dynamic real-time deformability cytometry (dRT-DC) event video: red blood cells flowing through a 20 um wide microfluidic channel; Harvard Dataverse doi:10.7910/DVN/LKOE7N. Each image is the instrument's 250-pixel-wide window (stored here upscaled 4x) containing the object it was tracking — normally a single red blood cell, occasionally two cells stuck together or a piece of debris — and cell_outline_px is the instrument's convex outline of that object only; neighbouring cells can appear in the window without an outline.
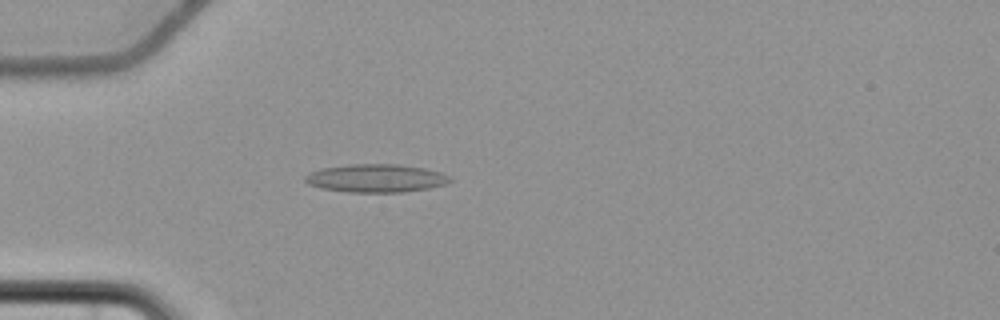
{"species": "common noctule bat (a hibernating species)", "species_latin": "Nyctalus noctula", "temperature_condition": "cold", "stored_images_in_passage": 42, "camera_frame_rate_fps": 3000, "um_per_image_px": 0.085, "animal": {"sex": "female", "body_mass_g": 22.7, "forearm_length_mm": 54.2}, "frame": {"image": 1, "passage_image": 3, "time_ms": 0.667, "image_size_px": [1000, 320], "cell_outline_px": [[452, 180], [444, 184], [428, 188], [404, 192], [348, 192], [320, 188], [308, 184], [304, 180], [304, 176], [320, 168], [348, 164], [400, 164], [424, 168], [440, 172], [452, 176]], "centroid_in_image_um": [31.95, 15.14], "position_along_channel_um": 53.0, "area_um2": 23.87}}
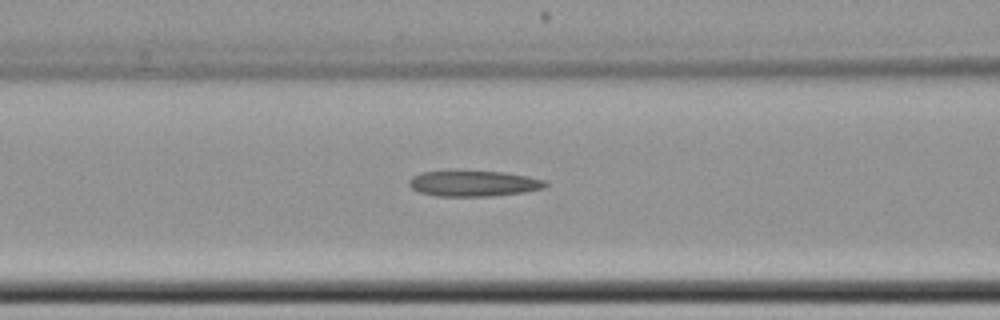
{"frame": {"image": 2, "passage_image": 10, "time_ms": 3.0, "image_size_px": [1000, 320], "cell_outline_px": [[548, 184], [544, 188], [524, 192], [492, 196], [436, 196], [420, 192], [412, 188], [408, 184], [408, 180], [412, 176], [420, 172], [504, 172], [528, 176], [548, 180]], "centroid_in_image_um": [40.29, 15.61], "position_along_channel_um": 126.3, "area_um2": 20.29}}
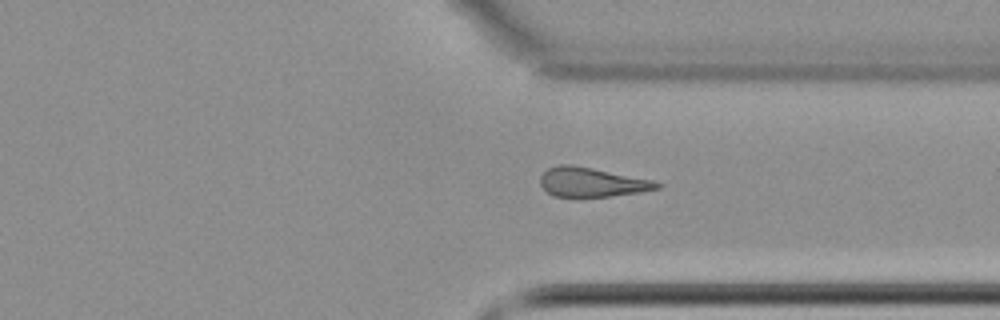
{"frame": {"image": 3, "passage_image": 29, "time_ms": 9.333, "image_size_px": [1000, 320], "cell_outline_px": [[664, 184], [660, 188], [640, 192], [612, 196], [552, 196], [540, 184], [540, 176], [548, 168], [560, 164], [572, 164], [652, 180]], "centroid_in_image_um": [50.3, 15.48], "position_along_channel_um": 361.1, "area_um2": 19.77}}